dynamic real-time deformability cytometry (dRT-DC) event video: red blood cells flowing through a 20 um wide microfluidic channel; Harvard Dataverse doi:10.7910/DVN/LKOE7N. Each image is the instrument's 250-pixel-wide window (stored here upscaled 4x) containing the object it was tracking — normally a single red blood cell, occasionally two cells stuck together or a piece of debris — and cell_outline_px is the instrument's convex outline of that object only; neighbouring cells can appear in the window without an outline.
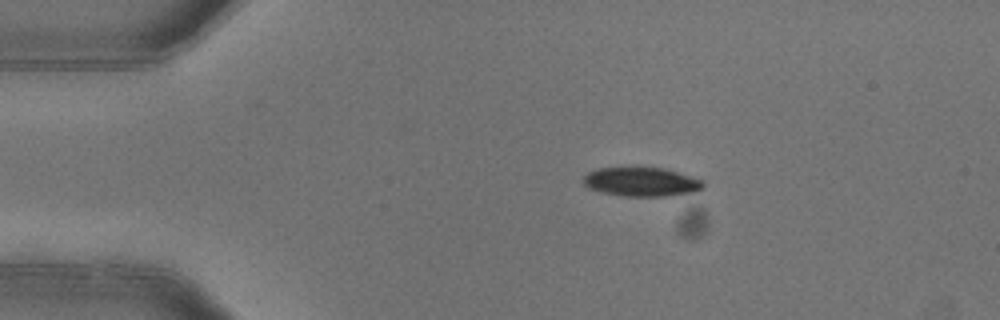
{"species": "common noctule bat (a hibernating species)", "species_latin": "Nyctalus noctula", "temperature_condition": "warm", "stored_images_in_passage": 5, "camera_frame_rate_fps": 3000, "um_per_image_px": 0.085, "animal": {"sex": "female"}, "frame": {"image": 1, "passage_image": 2, "time_ms": 0.333, "image_size_px": [1000, 320], "cell_outline_px": [[704, 188], [692, 192], [664, 196], [620, 196], [600, 192], [588, 188], [584, 184], [584, 176], [588, 172], [600, 168], [632, 164], [636, 164], [664, 168], [704, 180]], "centroid_in_image_um": [54.49, 15.4], "position_along_channel_um": 30.5, "area_um2": 21.15}}